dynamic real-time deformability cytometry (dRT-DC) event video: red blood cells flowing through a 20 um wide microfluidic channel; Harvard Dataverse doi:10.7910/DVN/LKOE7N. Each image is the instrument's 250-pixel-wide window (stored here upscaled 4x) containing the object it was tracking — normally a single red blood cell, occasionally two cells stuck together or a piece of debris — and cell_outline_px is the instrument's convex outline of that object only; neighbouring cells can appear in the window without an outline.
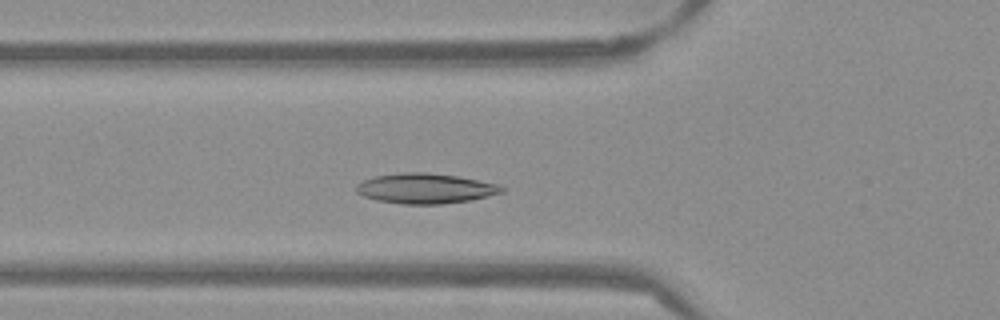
{"species": "Egyptian fruit bat (a non-hibernating species)", "species_latin": "Rousettus aegyptiacus", "temperature_condition": "warm", "stored_images_in_passage": 48, "camera_frame_rate_fps": 3000, "um_per_image_px": 0.085, "frame": {"image": 1, "passage_image": 14, "time_ms": 4.333, "image_size_px": [1000, 320], "cell_outline_px": [[504, 192], [468, 200], [440, 204], [400, 204], [376, 200], [364, 196], [356, 192], [356, 184], [364, 180], [376, 176], [400, 172], [428, 172], [456, 176], [496, 184], [504, 188]], "centroid_in_image_um": [36.09, 16.01], "position_along_channel_um": 89.7, "area_um2": 25.32}}
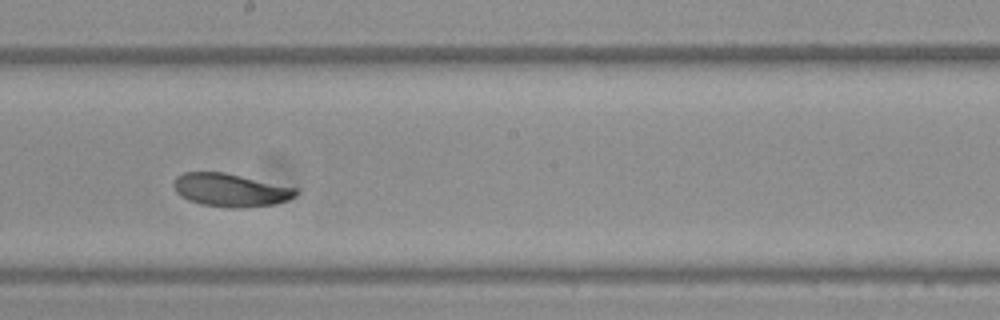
{"frame": {"image": 2, "passage_image": 25, "time_ms": 8.0, "image_size_px": [1000, 320], "cell_outline_px": [[300, 192], [296, 196], [288, 200], [272, 204], [244, 208], [232, 208], [204, 204], [188, 200], [180, 196], [176, 192], [172, 184], [176, 176], [184, 172], [224, 172], [296, 188]], "centroid_in_image_um": [19.58, 16.15], "position_along_channel_um": 228.6, "area_um2": 23.52}}
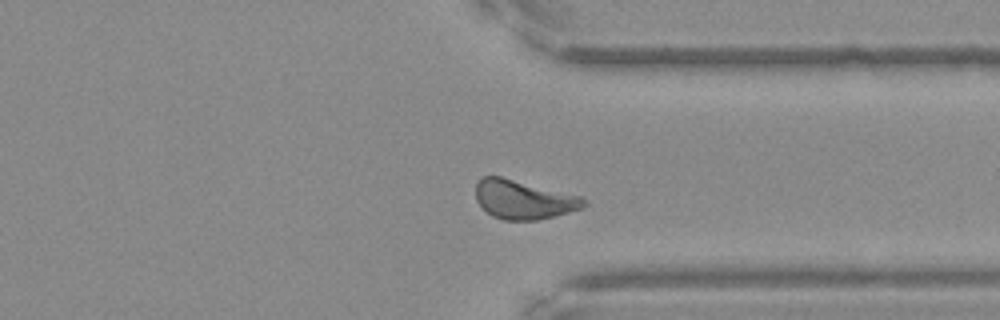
{"frame": {"image": 3, "passage_image": 36, "time_ms": 11.667, "image_size_px": [1000, 320], "cell_outline_px": [[588, 204], [584, 208], [536, 220], [504, 220], [492, 216], [476, 200], [476, 184], [480, 176], [500, 176], [584, 196]], "centroid_in_image_um": [44.54, 16.95], "position_along_channel_um": 366.9, "area_um2": 24.68}, "authors_computed_cell_mechanics": {"area_um2": 23.5535, "velocity_mm_per_s": 3.7823, "shape_relaxation_time_tau1_ms": 7.0138, "shape_relaxation_time_tau2_ms": 5.8412, "deformation_change_tau1": 0.1478, "deformation_change_tau2": 0.1039}}